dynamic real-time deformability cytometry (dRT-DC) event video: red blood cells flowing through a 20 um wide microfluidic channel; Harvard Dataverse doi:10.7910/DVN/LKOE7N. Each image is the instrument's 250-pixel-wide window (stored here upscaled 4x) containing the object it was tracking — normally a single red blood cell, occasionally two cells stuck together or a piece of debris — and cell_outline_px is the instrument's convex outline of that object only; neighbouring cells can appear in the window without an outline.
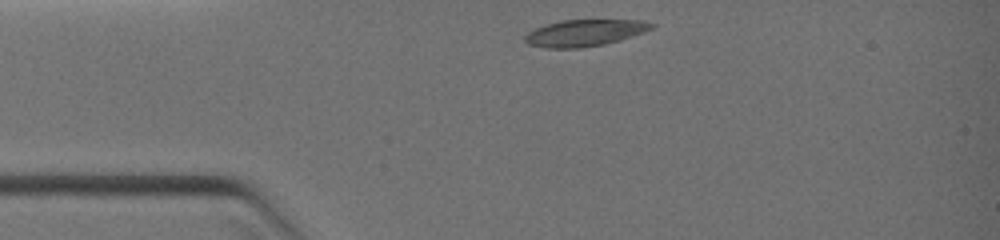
{"species": "common noctule bat (a hibernating species)", "species_latin": "Nyctalus noctula", "temperature_condition": "warm", "stored_images_in_passage": 7, "camera_frame_rate_fps": 3000, "um_per_image_px": 0.085, "animal": {"sex": "female", "body_mass_g": 19.0, "forearm_length_mm": 51.5}, "frame": {"image": 1, "passage_image": 1, "time_ms": 0.0, "image_size_px": [1000, 240], "cell_outline_px": [[656, 24], [652, 28], [644, 32], [620, 40], [604, 44], [580, 48], [544, 48], [528, 44], [524, 40], [524, 36], [528, 32], [536, 28], [560, 20], [644, 20]], "centroid_in_image_um": [49.7, 2.8], "position_along_channel_um": 35.3, "area_um2": 19.65}}